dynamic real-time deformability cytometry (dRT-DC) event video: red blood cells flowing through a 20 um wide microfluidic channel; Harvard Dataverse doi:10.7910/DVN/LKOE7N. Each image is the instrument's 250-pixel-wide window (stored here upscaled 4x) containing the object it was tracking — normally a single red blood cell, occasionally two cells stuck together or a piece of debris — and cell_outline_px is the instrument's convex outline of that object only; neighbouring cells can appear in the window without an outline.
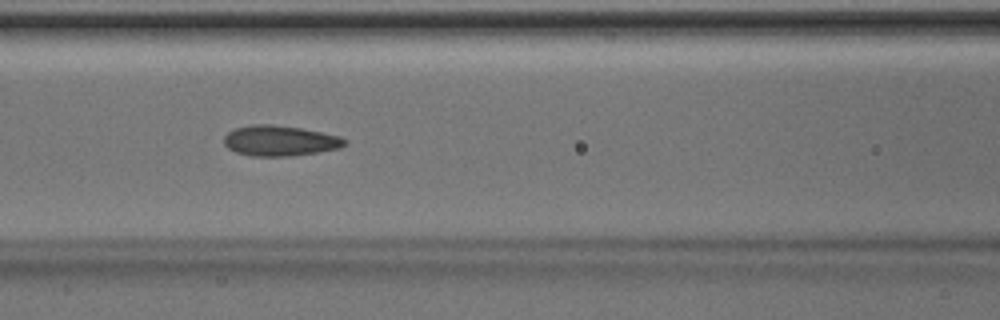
{"species": "Egyptian fruit bat (a non-hibernating species)", "species_latin": "Rousettus aegyptiacus", "temperature_condition": "room temperature", "stored_images_in_passage": 34, "camera_frame_rate_fps": 3000, "um_per_image_px": 0.085, "animal": {"sex": "male"}, "frame": {"image": 1, "passage_image": 15, "time_ms": 4.667, "image_size_px": [1000, 320], "cell_outline_px": [[348, 144], [340, 148], [320, 152], [292, 156], [252, 156], [236, 152], [228, 148], [224, 144], [224, 136], [228, 132], [236, 128], [252, 124], [272, 124], [300, 128], [340, 136], [348, 140]], "centroid_in_image_um": [23.82, 11.97], "position_along_channel_um": 142.8, "area_um2": 21.56}}
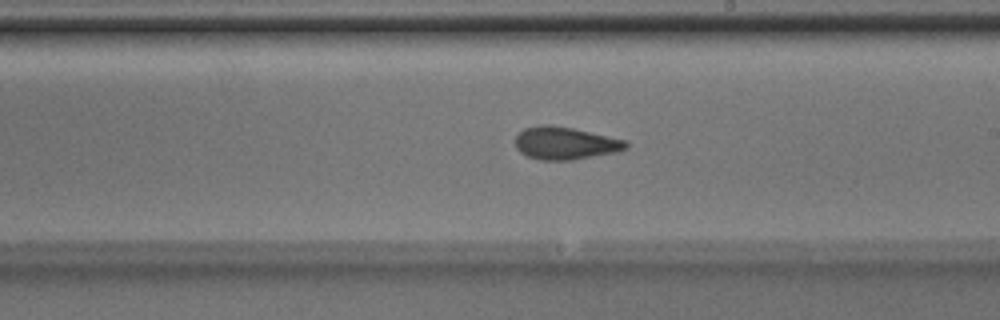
{"frame": {"image": 2, "passage_image": 22, "time_ms": 7.0, "image_size_px": [1000, 320], "cell_outline_px": [[628, 148], [616, 152], [572, 160], [540, 160], [528, 156], [520, 152], [516, 148], [516, 136], [524, 128], [540, 124], [552, 124], [572, 128], [628, 140]], "centroid_in_image_um": [48.05, 12.16], "position_along_channel_um": 240.9, "area_um2": 21.15}}
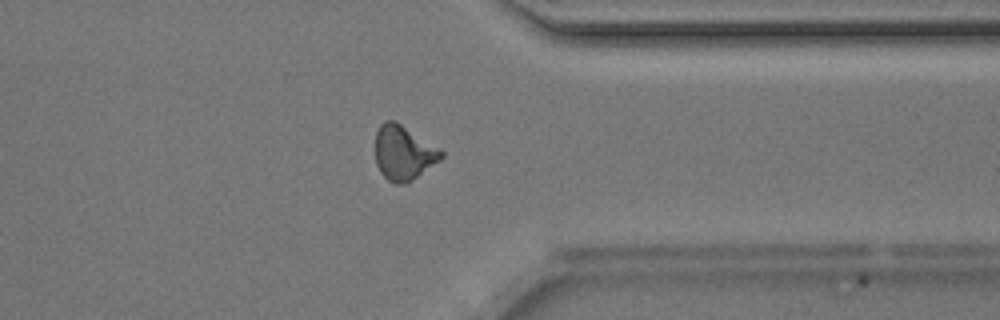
{"frame": {"image": 3, "passage_image": 32, "time_ms": 10.333, "image_size_px": [1000, 320], "cell_outline_px": [[444, 156], [440, 160], [412, 180], [404, 184], [396, 184], [388, 180], [380, 172], [376, 164], [376, 132], [380, 124], [384, 120], [396, 120], [440, 148], [444, 152]], "centroid_in_image_um": [34.3, 12.97], "position_along_channel_um": 377.1, "area_um2": 21.1}}